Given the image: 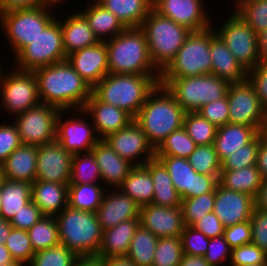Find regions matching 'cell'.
I'll list each match as a JSON object with an SVG mask.
<instances>
[{"label":"cell","instance_id":"4316f807","mask_svg":"<svg viewBox=\"0 0 267 266\" xmlns=\"http://www.w3.org/2000/svg\"><path fill=\"white\" fill-rule=\"evenodd\" d=\"M60 22L62 31L63 47L66 56L70 53L89 47L100 42L90 28L88 20L80 12H73L67 18ZM61 20V21H60Z\"/></svg>","mask_w":267,"mask_h":266},{"label":"cell","instance_id":"f1b7e54d","mask_svg":"<svg viewBox=\"0 0 267 266\" xmlns=\"http://www.w3.org/2000/svg\"><path fill=\"white\" fill-rule=\"evenodd\" d=\"M31 201L45 216H56L68 206V184L35 180L31 188Z\"/></svg>","mask_w":267,"mask_h":266},{"label":"cell","instance_id":"680465c9","mask_svg":"<svg viewBox=\"0 0 267 266\" xmlns=\"http://www.w3.org/2000/svg\"><path fill=\"white\" fill-rule=\"evenodd\" d=\"M44 216L45 215L39 210V208L30 200L14 215L10 224L13 228L28 231Z\"/></svg>","mask_w":267,"mask_h":266},{"label":"cell","instance_id":"5b68a950","mask_svg":"<svg viewBox=\"0 0 267 266\" xmlns=\"http://www.w3.org/2000/svg\"><path fill=\"white\" fill-rule=\"evenodd\" d=\"M59 241L76 255L98 254L103 230L96 212L65 207L55 216Z\"/></svg>","mask_w":267,"mask_h":266},{"label":"cell","instance_id":"b9f144b4","mask_svg":"<svg viewBox=\"0 0 267 266\" xmlns=\"http://www.w3.org/2000/svg\"><path fill=\"white\" fill-rule=\"evenodd\" d=\"M196 146V143L190 138L184 127H181L161 142L155 149V156H175L187 159Z\"/></svg>","mask_w":267,"mask_h":266},{"label":"cell","instance_id":"74e56055","mask_svg":"<svg viewBox=\"0 0 267 266\" xmlns=\"http://www.w3.org/2000/svg\"><path fill=\"white\" fill-rule=\"evenodd\" d=\"M109 189L105 185L98 184H68V206L83 210L96 212Z\"/></svg>","mask_w":267,"mask_h":266},{"label":"cell","instance_id":"f546056e","mask_svg":"<svg viewBox=\"0 0 267 266\" xmlns=\"http://www.w3.org/2000/svg\"><path fill=\"white\" fill-rule=\"evenodd\" d=\"M259 133L255 127L244 124L227 123L218 127L213 145L220 161L250 143Z\"/></svg>","mask_w":267,"mask_h":266},{"label":"cell","instance_id":"753ad0ef","mask_svg":"<svg viewBox=\"0 0 267 266\" xmlns=\"http://www.w3.org/2000/svg\"><path fill=\"white\" fill-rule=\"evenodd\" d=\"M9 250L5 247V244L0 243V265L14 262Z\"/></svg>","mask_w":267,"mask_h":266},{"label":"cell","instance_id":"deb4b68c","mask_svg":"<svg viewBox=\"0 0 267 266\" xmlns=\"http://www.w3.org/2000/svg\"><path fill=\"white\" fill-rule=\"evenodd\" d=\"M0 211H1V194H0Z\"/></svg>","mask_w":267,"mask_h":266},{"label":"cell","instance_id":"52a82bcc","mask_svg":"<svg viewBox=\"0 0 267 266\" xmlns=\"http://www.w3.org/2000/svg\"><path fill=\"white\" fill-rule=\"evenodd\" d=\"M185 112H197L203 105L226 96L230 83L214 74L183 78H160Z\"/></svg>","mask_w":267,"mask_h":266},{"label":"cell","instance_id":"d590c367","mask_svg":"<svg viewBox=\"0 0 267 266\" xmlns=\"http://www.w3.org/2000/svg\"><path fill=\"white\" fill-rule=\"evenodd\" d=\"M31 188V183L4 179L0 187V217L11 221L14 215L31 200Z\"/></svg>","mask_w":267,"mask_h":266},{"label":"cell","instance_id":"484cf974","mask_svg":"<svg viewBox=\"0 0 267 266\" xmlns=\"http://www.w3.org/2000/svg\"><path fill=\"white\" fill-rule=\"evenodd\" d=\"M209 49L212 59L211 74L229 83H241L247 80L248 71L235 59L218 35L210 41Z\"/></svg>","mask_w":267,"mask_h":266},{"label":"cell","instance_id":"d6986e66","mask_svg":"<svg viewBox=\"0 0 267 266\" xmlns=\"http://www.w3.org/2000/svg\"><path fill=\"white\" fill-rule=\"evenodd\" d=\"M65 112L61 111L57 118L56 140L72 154L91 151L100 140L94 125L86 121L85 117L79 118L80 115L64 121L62 114Z\"/></svg>","mask_w":267,"mask_h":266},{"label":"cell","instance_id":"5bb4252c","mask_svg":"<svg viewBox=\"0 0 267 266\" xmlns=\"http://www.w3.org/2000/svg\"><path fill=\"white\" fill-rule=\"evenodd\" d=\"M155 158L167 169L181 199L215 192L220 175L199 174L186 158L175 156H155Z\"/></svg>","mask_w":267,"mask_h":266},{"label":"cell","instance_id":"8992f818","mask_svg":"<svg viewBox=\"0 0 267 266\" xmlns=\"http://www.w3.org/2000/svg\"><path fill=\"white\" fill-rule=\"evenodd\" d=\"M140 28L145 33L150 58L160 72L174 59L191 33L186 27L159 14L153 8Z\"/></svg>","mask_w":267,"mask_h":266},{"label":"cell","instance_id":"003e7915","mask_svg":"<svg viewBox=\"0 0 267 266\" xmlns=\"http://www.w3.org/2000/svg\"><path fill=\"white\" fill-rule=\"evenodd\" d=\"M254 209L267 211V179L262 184L254 197Z\"/></svg>","mask_w":267,"mask_h":266},{"label":"cell","instance_id":"09005b40","mask_svg":"<svg viewBox=\"0 0 267 266\" xmlns=\"http://www.w3.org/2000/svg\"><path fill=\"white\" fill-rule=\"evenodd\" d=\"M4 174H3V167L2 164H0V187L2 186V183L4 181Z\"/></svg>","mask_w":267,"mask_h":266},{"label":"cell","instance_id":"ac0fdd59","mask_svg":"<svg viewBox=\"0 0 267 266\" xmlns=\"http://www.w3.org/2000/svg\"><path fill=\"white\" fill-rule=\"evenodd\" d=\"M72 156L57 140L38 146L36 180L69 184Z\"/></svg>","mask_w":267,"mask_h":266},{"label":"cell","instance_id":"4fadbf2b","mask_svg":"<svg viewBox=\"0 0 267 266\" xmlns=\"http://www.w3.org/2000/svg\"><path fill=\"white\" fill-rule=\"evenodd\" d=\"M216 34L224 41L235 59L249 71L260 62L258 34L238 15L232 14Z\"/></svg>","mask_w":267,"mask_h":266},{"label":"cell","instance_id":"44dd1931","mask_svg":"<svg viewBox=\"0 0 267 266\" xmlns=\"http://www.w3.org/2000/svg\"><path fill=\"white\" fill-rule=\"evenodd\" d=\"M254 210V198L246 193L222 187L215 188L214 214L224 227L250 220Z\"/></svg>","mask_w":267,"mask_h":266},{"label":"cell","instance_id":"11e5206c","mask_svg":"<svg viewBox=\"0 0 267 266\" xmlns=\"http://www.w3.org/2000/svg\"><path fill=\"white\" fill-rule=\"evenodd\" d=\"M65 0H44V5L48 7H58L59 3L62 4Z\"/></svg>","mask_w":267,"mask_h":266},{"label":"cell","instance_id":"6da1fadb","mask_svg":"<svg viewBox=\"0 0 267 266\" xmlns=\"http://www.w3.org/2000/svg\"><path fill=\"white\" fill-rule=\"evenodd\" d=\"M33 73L37 80L40 102L61 111L77 112L92 95L90 85L67 60L37 68Z\"/></svg>","mask_w":267,"mask_h":266},{"label":"cell","instance_id":"b9fcfbb0","mask_svg":"<svg viewBox=\"0 0 267 266\" xmlns=\"http://www.w3.org/2000/svg\"><path fill=\"white\" fill-rule=\"evenodd\" d=\"M0 266H25V264L19 261H14L7 264H1Z\"/></svg>","mask_w":267,"mask_h":266},{"label":"cell","instance_id":"979ff035","mask_svg":"<svg viewBox=\"0 0 267 266\" xmlns=\"http://www.w3.org/2000/svg\"><path fill=\"white\" fill-rule=\"evenodd\" d=\"M241 266H267V263H263V264H248V265H241Z\"/></svg>","mask_w":267,"mask_h":266},{"label":"cell","instance_id":"277c9868","mask_svg":"<svg viewBox=\"0 0 267 266\" xmlns=\"http://www.w3.org/2000/svg\"><path fill=\"white\" fill-rule=\"evenodd\" d=\"M105 44L109 73L161 75L150 58L145 33L140 27L126 28Z\"/></svg>","mask_w":267,"mask_h":266},{"label":"cell","instance_id":"be15d7a7","mask_svg":"<svg viewBox=\"0 0 267 266\" xmlns=\"http://www.w3.org/2000/svg\"><path fill=\"white\" fill-rule=\"evenodd\" d=\"M44 4V0H0V13L15 9L37 7Z\"/></svg>","mask_w":267,"mask_h":266},{"label":"cell","instance_id":"a7ac6f4b","mask_svg":"<svg viewBox=\"0 0 267 266\" xmlns=\"http://www.w3.org/2000/svg\"><path fill=\"white\" fill-rule=\"evenodd\" d=\"M179 266H210L203 256L183 254Z\"/></svg>","mask_w":267,"mask_h":266},{"label":"cell","instance_id":"8c879c8a","mask_svg":"<svg viewBox=\"0 0 267 266\" xmlns=\"http://www.w3.org/2000/svg\"><path fill=\"white\" fill-rule=\"evenodd\" d=\"M12 225L10 221H7L0 217V243L4 244L5 240L9 237L10 232L12 230Z\"/></svg>","mask_w":267,"mask_h":266},{"label":"cell","instance_id":"ffe728a7","mask_svg":"<svg viewBox=\"0 0 267 266\" xmlns=\"http://www.w3.org/2000/svg\"><path fill=\"white\" fill-rule=\"evenodd\" d=\"M78 113L85 117L90 116L89 119L94 125L99 139H105L108 135L125 128L134 120L126 111L100 101L93 93L84 107L76 114Z\"/></svg>","mask_w":267,"mask_h":266},{"label":"cell","instance_id":"6125c7cd","mask_svg":"<svg viewBox=\"0 0 267 266\" xmlns=\"http://www.w3.org/2000/svg\"><path fill=\"white\" fill-rule=\"evenodd\" d=\"M193 227L201 231L208 238L224 235L225 229L213 211L200 218Z\"/></svg>","mask_w":267,"mask_h":266},{"label":"cell","instance_id":"ee69618b","mask_svg":"<svg viewBox=\"0 0 267 266\" xmlns=\"http://www.w3.org/2000/svg\"><path fill=\"white\" fill-rule=\"evenodd\" d=\"M193 169L199 174L220 175L221 161L214 145H197L187 158Z\"/></svg>","mask_w":267,"mask_h":266},{"label":"cell","instance_id":"30bf717a","mask_svg":"<svg viewBox=\"0 0 267 266\" xmlns=\"http://www.w3.org/2000/svg\"><path fill=\"white\" fill-rule=\"evenodd\" d=\"M15 69L33 71L66 60L62 31L57 17L15 56Z\"/></svg>","mask_w":267,"mask_h":266},{"label":"cell","instance_id":"1f68e13d","mask_svg":"<svg viewBox=\"0 0 267 266\" xmlns=\"http://www.w3.org/2000/svg\"><path fill=\"white\" fill-rule=\"evenodd\" d=\"M153 180L154 195L151 204L165 207L181 206V196L174 187L170 174L164 165L157 159L149 160L143 165Z\"/></svg>","mask_w":267,"mask_h":266},{"label":"cell","instance_id":"836d02e7","mask_svg":"<svg viewBox=\"0 0 267 266\" xmlns=\"http://www.w3.org/2000/svg\"><path fill=\"white\" fill-rule=\"evenodd\" d=\"M112 12L126 28L140 27L152 9L153 0H96Z\"/></svg>","mask_w":267,"mask_h":266},{"label":"cell","instance_id":"f907efd6","mask_svg":"<svg viewBox=\"0 0 267 266\" xmlns=\"http://www.w3.org/2000/svg\"><path fill=\"white\" fill-rule=\"evenodd\" d=\"M183 254L192 256H204L207 251L210 238L193 226L185 225L180 235Z\"/></svg>","mask_w":267,"mask_h":266},{"label":"cell","instance_id":"9f6ffc18","mask_svg":"<svg viewBox=\"0 0 267 266\" xmlns=\"http://www.w3.org/2000/svg\"><path fill=\"white\" fill-rule=\"evenodd\" d=\"M247 79L254 86L260 105L267 113V62L260 61L250 69Z\"/></svg>","mask_w":267,"mask_h":266},{"label":"cell","instance_id":"91938a15","mask_svg":"<svg viewBox=\"0 0 267 266\" xmlns=\"http://www.w3.org/2000/svg\"><path fill=\"white\" fill-rule=\"evenodd\" d=\"M224 237L231 249L252 243V228L249 220L224 229Z\"/></svg>","mask_w":267,"mask_h":266},{"label":"cell","instance_id":"ba28073f","mask_svg":"<svg viewBox=\"0 0 267 266\" xmlns=\"http://www.w3.org/2000/svg\"><path fill=\"white\" fill-rule=\"evenodd\" d=\"M191 31L174 59L161 72L160 78H183L211 74L210 41L217 35L215 27Z\"/></svg>","mask_w":267,"mask_h":266},{"label":"cell","instance_id":"f35d334b","mask_svg":"<svg viewBox=\"0 0 267 266\" xmlns=\"http://www.w3.org/2000/svg\"><path fill=\"white\" fill-rule=\"evenodd\" d=\"M158 237L141 225L136 229L126 257L136 266H152Z\"/></svg>","mask_w":267,"mask_h":266},{"label":"cell","instance_id":"03108f58","mask_svg":"<svg viewBox=\"0 0 267 266\" xmlns=\"http://www.w3.org/2000/svg\"><path fill=\"white\" fill-rule=\"evenodd\" d=\"M73 266H105V258L98 254L77 255Z\"/></svg>","mask_w":267,"mask_h":266},{"label":"cell","instance_id":"f6af8a7d","mask_svg":"<svg viewBox=\"0 0 267 266\" xmlns=\"http://www.w3.org/2000/svg\"><path fill=\"white\" fill-rule=\"evenodd\" d=\"M215 192L182 199L181 209L185 225L193 226L200 218L214 210Z\"/></svg>","mask_w":267,"mask_h":266},{"label":"cell","instance_id":"7c38bea8","mask_svg":"<svg viewBox=\"0 0 267 266\" xmlns=\"http://www.w3.org/2000/svg\"><path fill=\"white\" fill-rule=\"evenodd\" d=\"M61 110L40 102L14 116L21 144L41 146L56 140L57 118Z\"/></svg>","mask_w":267,"mask_h":266},{"label":"cell","instance_id":"60d3db41","mask_svg":"<svg viewBox=\"0 0 267 266\" xmlns=\"http://www.w3.org/2000/svg\"><path fill=\"white\" fill-rule=\"evenodd\" d=\"M28 235L34 252L60 244L55 216H44L29 230Z\"/></svg>","mask_w":267,"mask_h":266},{"label":"cell","instance_id":"c3c4849f","mask_svg":"<svg viewBox=\"0 0 267 266\" xmlns=\"http://www.w3.org/2000/svg\"><path fill=\"white\" fill-rule=\"evenodd\" d=\"M76 254L64 245H57L35 252L27 266H73Z\"/></svg>","mask_w":267,"mask_h":266},{"label":"cell","instance_id":"4dcf8cb0","mask_svg":"<svg viewBox=\"0 0 267 266\" xmlns=\"http://www.w3.org/2000/svg\"><path fill=\"white\" fill-rule=\"evenodd\" d=\"M140 219H129L103 231L98 255L109 257L126 256Z\"/></svg>","mask_w":267,"mask_h":266},{"label":"cell","instance_id":"6f0895ef","mask_svg":"<svg viewBox=\"0 0 267 266\" xmlns=\"http://www.w3.org/2000/svg\"><path fill=\"white\" fill-rule=\"evenodd\" d=\"M20 145L21 141L16 125L13 122L0 124V164Z\"/></svg>","mask_w":267,"mask_h":266},{"label":"cell","instance_id":"cb8c5ba5","mask_svg":"<svg viewBox=\"0 0 267 266\" xmlns=\"http://www.w3.org/2000/svg\"><path fill=\"white\" fill-rule=\"evenodd\" d=\"M139 213L140 206L119 188H114L111 192H105L96 211L98 222L101 224L103 231L115 227L123 221L139 219Z\"/></svg>","mask_w":267,"mask_h":266},{"label":"cell","instance_id":"bcb514c9","mask_svg":"<svg viewBox=\"0 0 267 266\" xmlns=\"http://www.w3.org/2000/svg\"><path fill=\"white\" fill-rule=\"evenodd\" d=\"M182 256L180 237L159 238L152 266H179Z\"/></svg>","mask_w":267,"mask_h":266},{"label":"cell","instance_id":"d6a6232c","mask_svg":"<svg viewBox=\"0 0 267 266\" xmlns=\"http://www.w3.org/2000/svg\"><path fill=\"white\" fill-rule=\"evenodd\" d=\"M89 4L84 11H80L88 20L90 28L99 41H107L123 32L126 27L122 22L109 10L104 8L96 0Z\"/></svg>","mask_w":267,"mask_h":266},{"label":"cell","instance_id":"e0dca14e","mask_svg":"<svg viewBox=\"0 0 267 266\" xmlns=\"http://www.w3.org/2000/svg\"><path fill=\"white\" fill-rule=\"evenodd\" d=\"M152 4L156 12L190 31L204 30L214 24L203 0H153Z\"/></svg>","mask_w":267,"mask_h":266},{"label":"cell","instance_id":"7a4b0ae2","mask_svg":"<svg viewBox=\"0 0 267 266\" xmlns=\"http://www.w3.org/2000/svg\"><path fill=\"white\" fill-rule=\"evenodd\" d=\"M185 111L165 86L158 84L134 118L156 149L168 135L183 127Z\"/></svg>","mask_w":267,"mask_h":266},{"label":"cell","instance_id":"db71d44e","mask_svg":"<svg viewBox=\"0 0 267 266\" xmlns=\"http://www.w3.org/2000/svg\"><path fill=\"white\" fill-rule=\"evenodd\" d=\"M203 118L214 124L217 128L229 123V103L227 95L203 105L197 111Z\"/></svg>","mask_w":267,"mask_h":266},{"label":"cell","instance_id":"83f0119b","mask_svg":"<svg viewBox=\"0 0 267 266\" xmlns=\"http://www.w3.org/2000/svg\"><path fill=\"white\" fill-rule=\"evenodd\" d=\"M38 146L21 144L2 163L4 178L33 183L37 173Z\"/></svg>","mask_w":267,"mask_h":266},{"label":"cell","instance_id":"681fc988","mask_svg":"<svg viewBox=\"0 0 267 266\" xmlns=\"http://www.w3.org/2000/svg\"><path fill=\"white\" fill-rule=\"evenodd\" d=\"M4 244L15 261L22 262L26 266L31 263L35 252L32 248L28 231L12 228Z\"/></svg>","mask_w":267,"mask_h":266},{"label":"cell","instance_id":"9a60e30c","mask_svg":"<svg viewBox=\"0 0 267 266\" xmlns=\"http://www.w3.org/2000/svg\"><path fill=\"white\" fill-rule=\"evenodd\" d=\"M229 123L255 127L261 132L267 113L260 105L254 86L247 80L230 83L227 91Z\"/></svg>","mask_w":267,"mask_h":266},{"label":"cell","instance_id":"e7e4bbea","mask_svg":"<svg viewBox=\"0 0 267 266\" xmlns=\"http://www.w3.org/2000/svg\"><path fill=\"white\" fill-rule=\"evenodd\" d=\"M256 167L261 173L263 180L267 179V141L263 138L262 134L258 149Z\"/></svg>","mask_w":267,"mask_h":266},{"label":"cell","instance_id":"9c48e42d","mask_svg":"<svg viewBox=\"0 0 267 266\" xmlns=\"http://www.w3.org/2000/svg\"><path fill=\"white\" fill-rule=\"evenodd\" d=\"M50 8V9H49ZM51 7L40 5L0 13V25L15 57L56 18Z\"/></svg>","mask_w":267,"mask_h":266},{"label":"cell","instance_id":"ab89813d","mask_svg":"<svg viewBox=\"0 0 267 266\" xmlns=\"http://www.w3.org/2000/svg\"><path fill=\"white\" fill-rule=\"evenodd\" d=\"M99 180L101 173L93 152L73 154L69 184H98Z\"/></svg>","mask_w":267,"mask_h":266},{"label":"cell","instance_id":"816d5d0a","mask_svg":"<svg viewBox=\"0 0 267 266\" xmlns=\"http://www.w3.org/2000/svg\"><path fill=\"white\" fill-rule=\"evenodd\" d=\"M229 266L267 263V252L253 243L241 245L231 250Z\"/></svg>","mask_w":267,"mask_h":266},{"label":"cell","instance_id":"34e18365","mask_svg":"<svg viewBox=\"0 0 267 266\" xmlns=\"http://www.w3.org/2000/svg\"><path fill=\"white\" fill-rule=\"evenodd\" d=\"M258 0H236L234 3V11L232 14H237L241 9H243L245 6H248L249 4L255 3Z\"/></svg>","mask_w":267,"mask_h":266},{"label":"cell","instance_id":"94428289","mask_svg":"<svg viewBox=\"0 0 267 266\" xmlns=\"http://www.w3.org/2000/svg\"><path fill=\"white\" fill-rule=\"evenodd\" d=\"M252 243L267 252V211L254 209L250 218Z\"/></svg>","mask_w":267,"mask_h":266},{"label":"cell","instance_id":"89a4df30","mask_svg":"<svg viewBox=\"0 0 267 266\" xmlns=\"http://www.w3.org/2000/svg\"><path fill=\"white\" fill-rule=\"evenodd\" d=\"M260 61L267 62V28L258 33Z\"/></svg>","mask_w":267,"mask_h":266},{"label":"cell","instance_id":"8d00e7d4","mask_svg":"<svg viewBox=\"0 0 267 266\" xmlns=\"http://www.w3.org/2000/svg\"><path fill=\"white\" fill-rule=\"evenodd\" d=\"M118 188L130 196L140 207L152 203L153 180L144 166H134Z\"/></svg>","mask_w":267,"mask_h":266},{"label":"cell","instance_id":"2644e50d","mask_svg":"<svg viewBox=\"0 0 267 266\" xmlns=\"http://www.w3.org/2000/svg\"><path fill=\"white\" fill-rule=\"evenodd\" d=\"M105 266H136L128 257H109L105 258Z\"/></svg>","mask_w":267,"mask_h":266},{"label":"cell","instance_id":"11a10c76","mask_svg":"<svg viewBox=\"0 0 267 266\" xmlns=\"http://www.w3.org/2000/svg\"><path fill=\"white\" fill-rule=\"evenodd\" d=\"M231 250L224 235H221L210 238L207 251L203 257L210 266H226V261H230Z\"/></svg>","mask_w":267,"mask_h":266},{"label":"cell","instance_id":"7dc6e473","mask_svg":"<svg viewBox=\"0 0 267 266\" xmlns=\"http://www.w3.org/2000/svg\"><path fill=\"white\" fill-rule=\"evenodd\" d=\"M260 141L261 133L250 143L243 145L239 150L226 157L221 162V170H236L256 165Z\"/></svg>","mask_w":267,"mask_h":266},{"label":"cell","instance_id":"7bdbcfd3","mask_svg":"<svg viewBox=\"0 0 267 266\" xmlns=\"http://www.w3.org/2000/svg\"><path fill=\"white\" fill-rule=\"evenodd\" d=\"M183 127L196 145H210L214 143L217 127L203 118L198 112H186Z\"/></svg>","mask_w":267,"mask_h":266},{"label":"cell","instance_id":"2e32d148","mask_svg":"<svg viewBox=\"0 0 267 266\" xmlns=\"http://www.w3.org/2000/svg\"><path fill=\"white\" fill-rule=\"evenodd\" d=\"M104 140L117 154L134 166H143L155 158V149L135 120L125 128L108 135Z\"/></svg>","mask_w":267,"mask_h":266},{"label":"cell","instance_id":"2a66077c","mask_svg":"<svg viewBox=\"0 0 267 266\" xmlns=\"http://www.w3.org/2000/svg\"><path fill=\"white\" fill-rule=\"evenodd\" d=\"M260 133L262 134L263 138L267 141V118L266 121L264 122V125Z\"/></svg>","mask_w":267,"mask_h":266},{"label":"cell","instance_id":"f5cc1de1","mask_svg":"<svg viewBox=\"0 0 267 266\" xmlns=\"http://www.w3.org/2000/svg\"><path fill=\"white\" fill-rule=\"evenodd\" d=\"M257 34L267 28V0H258L237 13Z\"/></svg>","mask_w":267,"mask_h":266},{"label":"cell","instance_id":"7402d4cb","mask_svg":"<svg viewBox=\"0 0 267 266\" xmlns=\"http://www.w3.org/2000/svg\"><path fill=\"white\" fill-rule=\"evenodd\" d=\"M140 225L158 238L180 237L185 223L181 206L148 204L140 207Z\"/></svg>","mask_w":267,"mask_h":266},{"label":"cell","instance_id":"603a6c76","mask_svg":"<svg viewBox=\"0 0 267 266\" xmlns=\"http://www.w3.org/2000/svg\"><path fill=\"white\" fill-rule=\"evenodd\" d=\"M66 60L92 89L109 73L108 50L103 41L70 53Z\"/></svg>","mask_w":267,"mask_h":266},{"label":"cell","instance_id":"3957f363","mask_svg":"<svg viewBox=\"0 0 267 266\" xmlns=\"http://www.w3.org/2000/svg\"><path fill=\"white\" fill-rule=\"evenodd\" d=\"M159 81L160 75L108 73L92 89V93L100 101L120 108L135 118Z\"/></svg>","mask_w":267,"mask_h":266},{"label":"cell","instance_id":"8fae6325","mask_svg":"<svg viewBox=\"0 0 267 266\" xmlns=\"http://www.w3.org/2000/svg\"><path fill=\"white\" fill-rule=\"evenodd\" d=\"M0 68V102L6 112L16 116L40 103L37 80L33 71L12 69L4 73ZM3 71V72H2ZM4 73V74H3Z\"/></svg>","mask_w":267,"mask_h":266},{"label":"cell","instance_id":"d4e9b609","mask_svg":"<svg viewBox=\"0 0 267 266\" xmlns=\"http://www.w3.org/2000/svg\"><path fill=\"white\" fill-rule=\"evenodd\" d=\"M95 155L101 173V182L118 188L134 167L117 154L104 139H100L91 150Z\"/></svg>","mask_w":267,"mask_h":266},{"label":"cell","instance_id":"e575fe53","mask_svg":"<svg viewBox=\"0 0 267 266\" xmlns=\"http://www.w3.org/2000/svg\"><path fill=\"white\" fill-rule=\"evenodd\" d=\"M263 178L256 165L236 170H221L218 183L229 190L256 196Z\"/></svg>","mask_w":267,"mask_h":266}]
</instances>
